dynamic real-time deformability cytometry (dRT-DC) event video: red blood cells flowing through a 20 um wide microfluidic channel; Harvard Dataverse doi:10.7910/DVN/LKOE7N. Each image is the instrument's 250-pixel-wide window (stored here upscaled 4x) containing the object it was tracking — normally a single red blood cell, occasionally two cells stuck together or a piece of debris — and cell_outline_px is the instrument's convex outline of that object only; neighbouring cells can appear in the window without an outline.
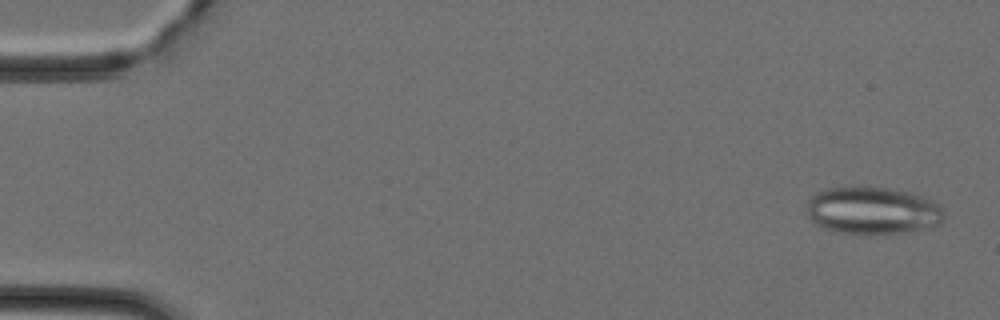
{"species": "Egyptian fruit bat (a non-hibernating species)", "species_latin": "Rousettus aegyptiacus", "temperature_condition": "cold", "stored_images_in_passage": 44, "camera_frame_rate_fps": 3000, "um_per_image_px": 0.085, "animal": {"sex": "female"}, "frame": {"image": 1, "passage_image": 2, "time_ms": 0.333, "image_size_px": [1000, 320], "cell_outline_px": [[944, 216], [940, 224], [928, 228], [868, 236], [836, 232], [820, 228], [808, 216], [804, 208], [808, 200], [816, 192], [824, 188], [860, 184], [888, 188], [912, 192], [932, 200], [944, 208]], "centroid_in_image_um": [74.11, 17.88], "position_along_channel_um": 10.9, "area_um2": 39.42}}
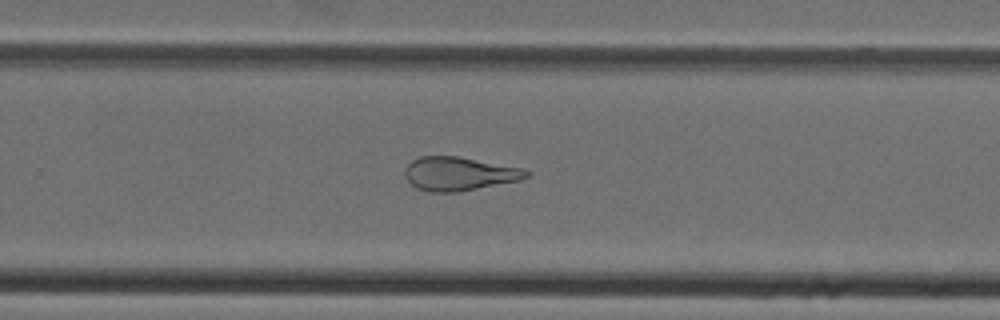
{"frame": {"image": 2, "passage_image": 30, "time_ms": 9.667, "image_size_px": [1000, 320], "cell_outline_px": [[532, 172], [528, 176], [520, 180], [460, 192], [432, 192], [416, 188], [404, 176], [404, 168], [412, 160], [420, 156], [456, 156], [528, 168]], "centroid_in_image_um": [39.07, 14.76], "position_along_channel_um": 290.7, "area_um2": 24.16}}
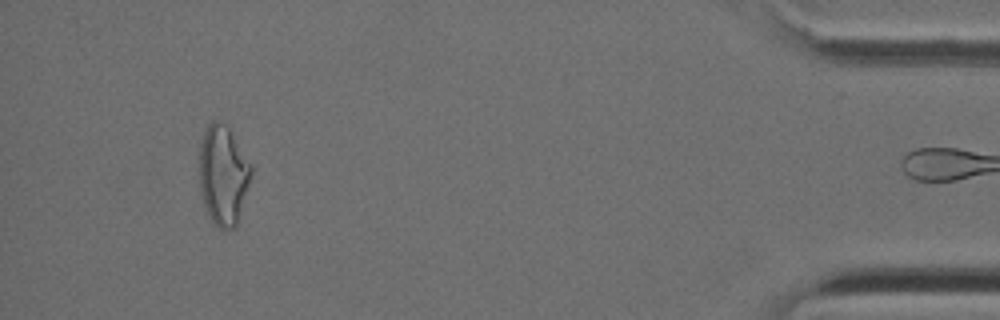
{"frame": {"image": 3, "passage_image": 43, "time_ms": 14.0, "image_size_px": [1000, 320], "cell_outline_px": [[252, 172], [236, 224], [232, 228], [220, 228], [212, 224], [204, 204], [200, 192], [200, 144], [204, 132], [208, 124], [212, 120], [220, 120], [228, 128], [252, 164]], "centroid_in_image_um": [18.95, 14.86], "position_along_channel_um": 416.2, "area_um2": 29.71}}